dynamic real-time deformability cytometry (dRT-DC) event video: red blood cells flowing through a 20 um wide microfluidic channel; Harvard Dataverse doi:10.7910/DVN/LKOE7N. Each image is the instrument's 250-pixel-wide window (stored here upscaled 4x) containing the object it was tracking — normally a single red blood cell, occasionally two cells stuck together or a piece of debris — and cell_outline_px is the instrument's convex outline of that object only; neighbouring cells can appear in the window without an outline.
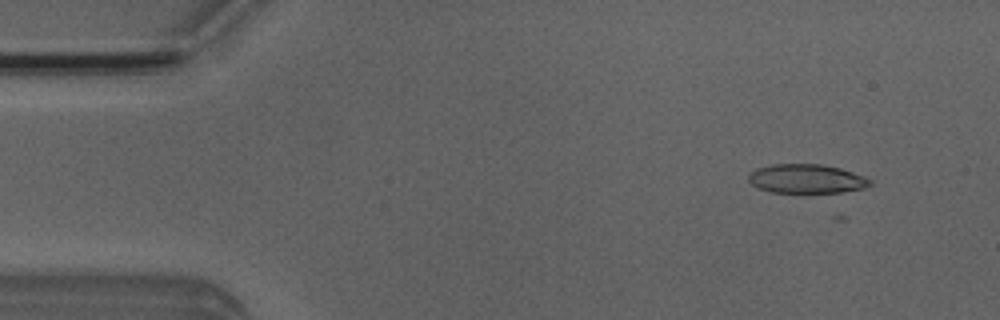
{"species": "Egyptian fruit bat (a non-hibernating species)", "species_latin": "Rousettus aegyptiacus", "temperature_condition": "room temperature", "stored_images_in_passage": 5, "camera_frame_rate_fps": 3000, "um_per_image_px": 0.085, "animal": {"sex": "male"}, "frame": {"image": 1, "passage_image": 2, "time_ms": 1.333, "image_size_px": [1000, 320], "cell_outline_px": [[872, 184], [864, 188], [840, 192], [772, 192], [756, 188], [748, 180], [748, 176], [756, 168], [772, 164], [820, 164], [840, 168], [864, 176], [872, 180]], "centroid_in_image_um": [68.54, 15.19], "position_along_channel_um": 16.5, "area_um2": 20.52}}